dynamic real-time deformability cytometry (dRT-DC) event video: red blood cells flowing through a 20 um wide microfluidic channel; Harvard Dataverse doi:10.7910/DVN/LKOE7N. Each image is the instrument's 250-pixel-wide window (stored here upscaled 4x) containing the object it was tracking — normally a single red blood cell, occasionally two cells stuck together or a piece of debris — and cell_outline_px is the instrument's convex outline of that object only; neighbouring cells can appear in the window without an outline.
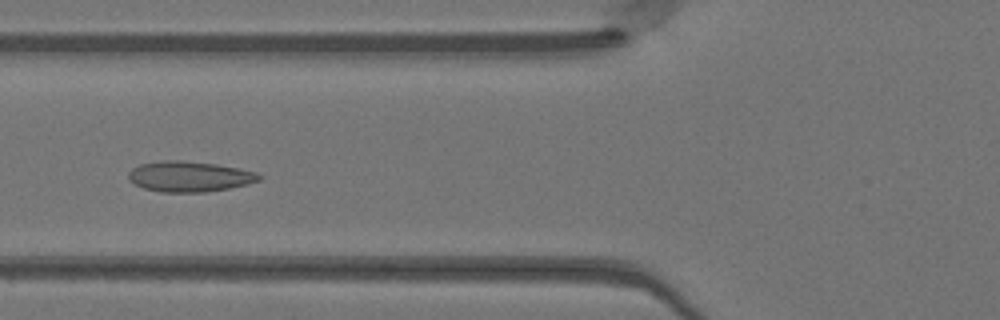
{"species": "Egyptian fruit bat (a non-hibernating species)", "species_latin": "Rousettus aegyptiacus", "temperature_condition": "warm", "stored_images_in_passage": 49, "camera_frame_rate_fps": 3000, "um_per_image_px": 0.085, "animal": {"sex": "female"}, "frame": {"image": 1, "passage_image": 19, "time_ms": 6.0, "image_size_px": [1000, 320], "cell_outline_px": [[264, 176], [260, 180], [228, 188], [204, 192], [160, 192], [144, 188], [128, 180], [128, 172], [132, 168], [140, 164], [160, 160], [180, 160], [216, 164], [256, 172]], "centroid_in_image_um": [16.06, 14.99], "position_along_channel_um": 109.7, "area_um2": 23.12}}
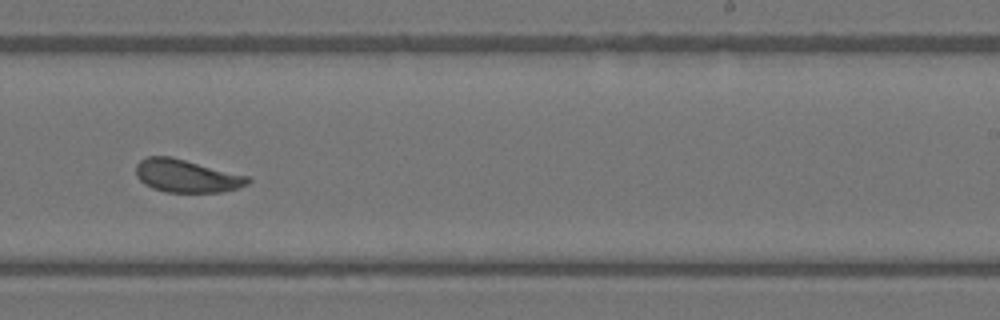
{"frame": {"image": 2, "passage_image": 31, "time_ms": 10.0, "image_size_px": [1000, 320], "cell_outline_px": [[252, 180], [248, 184], [224, 192], [164, 192], [152, 188], [144, 184], [136, 176], [136, 164], [140, 160], [148, 156], [168, 156], [248, 176]], "centroid_in_image_um": [15.83, 14.97], "position_along_channel_um": 273.2, "area_um2": 21.27}}
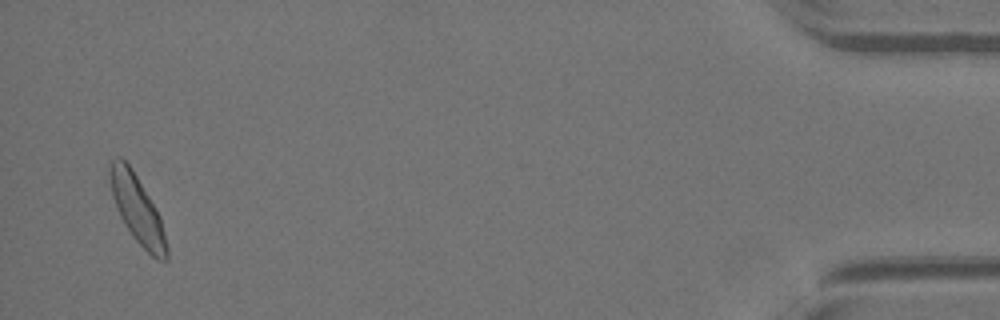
{"frame": {"image": 3, "passage_image": 48, "time_ms": 15.667, "image_size_px": [1000, 320], "cell_outline_px": [[168, 260], [156, 260], [132, 236], [124, 224], [120, 216], [112, 196], [108, 172], [112, 160], [116, 156], [120, 156], [128, 164], [136, 176], [156, 208], [160, 216], [168, 248]], "centroid_in_image_um": [11.67, 17.81], "position_along_channel_um": 423.5, "area_um2": 22.2}, "authors_computed_cell_mechanics": {"area_um2": 21.7906, "velocity_mm_per_s": 4.0921, "shape_relaxation_time_tau1_ms": 4.2526, "shape_relaxation_time_tau2_ms": 0.782, "deformation_change_tau1": 0.0882, "deformation_change_tau2": 0.0638}}